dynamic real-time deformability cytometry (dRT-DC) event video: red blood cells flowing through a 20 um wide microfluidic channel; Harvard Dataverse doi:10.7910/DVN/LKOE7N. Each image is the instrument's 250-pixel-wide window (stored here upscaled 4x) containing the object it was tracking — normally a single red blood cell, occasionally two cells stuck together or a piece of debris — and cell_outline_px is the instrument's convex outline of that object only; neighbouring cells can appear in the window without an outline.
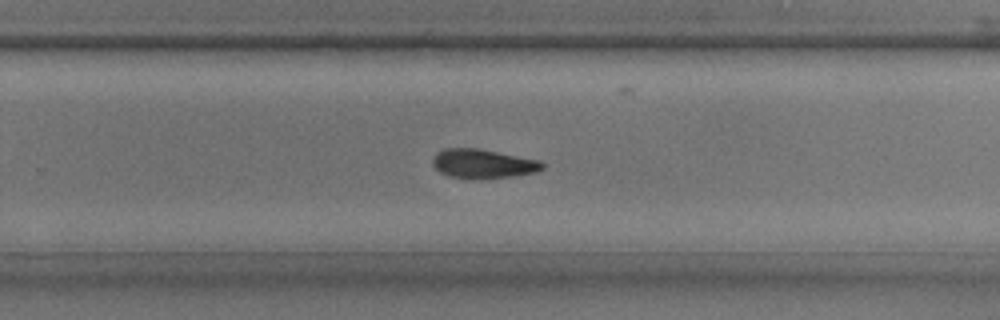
{"species": "common noctule bat (a hibernating species)", "species_latin": "Nyctalus noctula", "temperature_condition": "room temperature", "stored_images_in_passage": 31, "camera_frame_rate_fps": 3000, "um_per_image_px": 0.085, "animal": {"sex": "male", "body_mass_g": 17.9, "forearm_length_mm": 54.2}, "frame": {"image": 1, "passage_image": 18, "time_ms": 5.667, "image_size_px": [1000, 320], "cell_outline_px": [[544, 168], [536, 172], [512, 176], [448, 176], [440, 172], [432, 164], [432, 156], [436, 152], [444, 148], [480, 148], [540, 160], [544, 164]], "centroid_in_image_um": [41.05, 13.85], "position_along_channel_um": 288.8, "area_um2": 18.09}}